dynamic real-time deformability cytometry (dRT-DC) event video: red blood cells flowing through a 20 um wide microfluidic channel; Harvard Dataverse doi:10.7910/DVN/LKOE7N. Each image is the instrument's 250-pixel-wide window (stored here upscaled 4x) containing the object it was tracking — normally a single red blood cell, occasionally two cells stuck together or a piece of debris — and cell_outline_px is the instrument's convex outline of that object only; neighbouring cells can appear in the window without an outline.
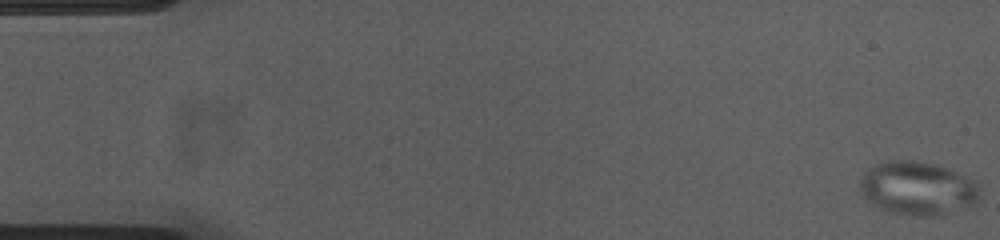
{"species": "common noctule bat (a hibernating species)", "species_latin": "Nyctalus noctula", "temperature_condition": "cold", "stored_images_in_passage": 55, "camera_frame_rate_fps": 3000, "um_per_image_px": 0.085, "animal": {"sex": "female", "body_mass_g": 23.0, "forearm_length_mm": 53.4}, "frame": {"image": 1, "passage_image": 1, "time_ms": 0.0, "image_size_px": [1000, 240], "cell_outline_px": [[980, 196], [976, 200], [968, 204], [932, 216], [916, 216], [888, 212], [876, 208], [864, 196], [860, 188], [860, 180], [864, 172], [868, 168], [884, 160], [916, 160], [936, 164], [956, 172], [972, 180], [976, 184]], "centroid_in_image_um": [77.89, 15.97], "position_along_channel_um": 7.1, "area_um2": 36.82}}
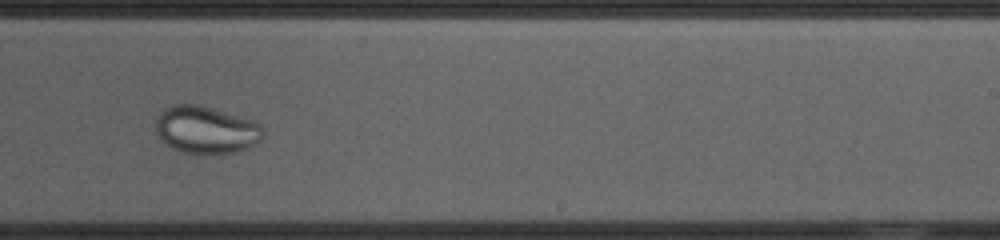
{"frame": {"image": 2, "passage_image": 34, "time_ms": 11.0, "image_size_px": [1000, 240], "cell_outline_px": [[264, 136], [260, 140], [248, 148], [232, 152], [184, 152], [172, 148], [164, 144], [156, 136], [156, 120], [160, 112], [164, 108], [172, 104], [200, 104], [252, 120], [260, 124], [264, 128]], "centroid_in_image_um": [17.48, 11.0], "position_along_channel_um": 271.5, "area_um2": 29.59}}
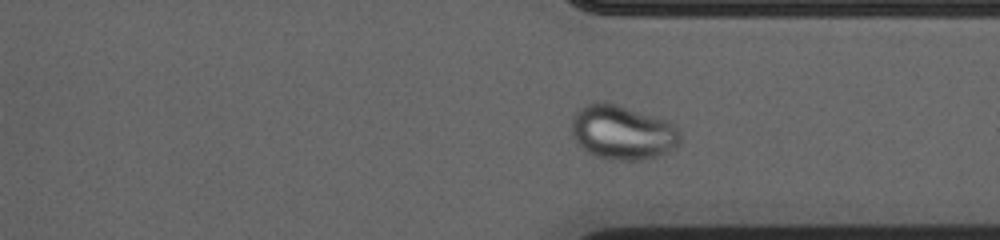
{"frame": {"image": 3, "passage_image": 41, "time_ms": 13.333, "image_size_px": [1000, 240], "cell_outline_px": [[680, 140], [676, 148], [668, 152], [644, 160], [612, 160], [596, 156], [588, 152], [576, 144], [572, 136], [572, 116], [584, 104], [592, 100], [604, 100], [668, 120], [680, 132]], "centroid_in_image_um": [52.88, 11.23], "position_along_channel_um": 358.5, "area_um2": 35.03}}